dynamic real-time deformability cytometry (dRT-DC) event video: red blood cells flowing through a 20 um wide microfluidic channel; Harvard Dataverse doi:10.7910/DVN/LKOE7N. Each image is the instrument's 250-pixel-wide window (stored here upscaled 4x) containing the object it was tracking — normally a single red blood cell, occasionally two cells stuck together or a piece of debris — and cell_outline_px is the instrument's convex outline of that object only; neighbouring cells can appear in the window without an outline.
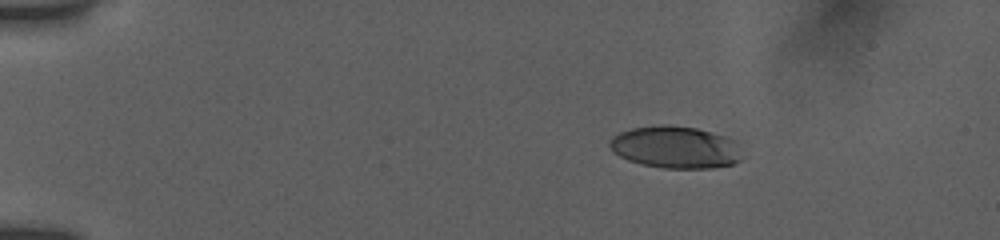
{"species": "human", "species_latin": "Homo sapiens", "temperature_condition": "room temperature", "stored_images_in_passage": 7, "camera_frame_rate_fps": 3000, "um_per_image_px": 0.085, "donor": {"sex": "female"}, "frame": {"image": 1, "passage_image": 4, "time_ms": 2.667, "image_size_px": [1000, 240], "cell_outline_px": [[740, 160], [732, 164], [712, 168], [664, 168], [640, 164], [628, 160], [612, 152], [608, 144], [612, 136], [620, 132], [632, 128], [660, 124], [668, 124], [696, 128], [728, 136], [736, 140]], "centroid_in_image_um": [57.38, 12.5], "position_along_channel_um": 27.6, "area_um2": 32.71}}